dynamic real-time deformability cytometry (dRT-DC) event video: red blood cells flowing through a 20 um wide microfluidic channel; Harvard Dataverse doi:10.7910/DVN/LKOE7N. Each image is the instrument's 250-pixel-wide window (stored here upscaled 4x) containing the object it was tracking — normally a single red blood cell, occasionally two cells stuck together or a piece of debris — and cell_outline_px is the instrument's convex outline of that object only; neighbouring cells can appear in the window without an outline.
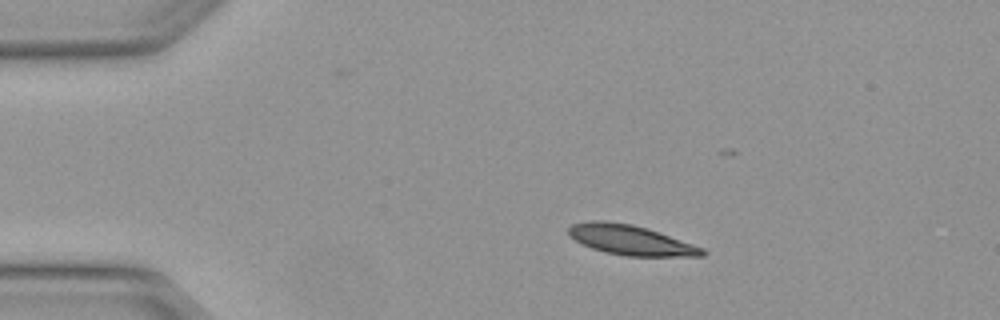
{"species": "Egyptian fruit bat (a non-hibernating species)", "species_latin": "Rousettus aegyptiacus", "temperature_condition": "warm", "stored_images_in_passage": 5, "camera_frame_rate_fps": 3000, "um_per_image_px": 0.085, "animal": {"sex": "female"}, "frame": {"image": 1, "passage_image": 2, "time_ms": 0.333, "image_size_px": [1000, 320], "cell_outline_px": [[708, 252], [704, 256], [624, 256], [604, 252], [592, 248], [568, 236], [568, 228], [572, 224], [588, 220], [604, 220], [632, 224], [648, 228], [704, 248]], "centroid_in_image_um": [53.6, 20.4], "position_along_channel_um": 31.4, "area_um2": 23.47}}
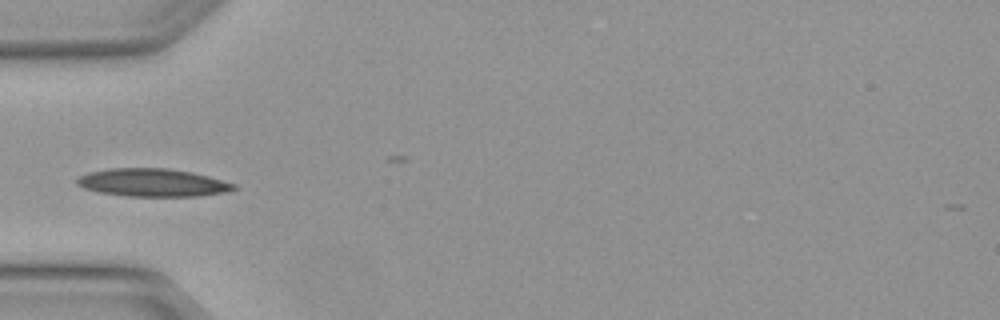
{"frame": {"image": 2, "passage_image": 4, "time_ms": 1.0, "image_size_px": [1000, 320], "cell_outline_px": [[236, 188], [228, 192], [200, 196], [128, 196], [100, 192], [84, 188], [76, 184], [76, 180], [80, 176], [88, 172], [108, 168], [168, 168], [192, 172], [208, 176], [236, 184]], "centroid_in_image_um": [12.98, 15.52], "position_along_channel_um": 72.0, "area_um2": 25.55}}